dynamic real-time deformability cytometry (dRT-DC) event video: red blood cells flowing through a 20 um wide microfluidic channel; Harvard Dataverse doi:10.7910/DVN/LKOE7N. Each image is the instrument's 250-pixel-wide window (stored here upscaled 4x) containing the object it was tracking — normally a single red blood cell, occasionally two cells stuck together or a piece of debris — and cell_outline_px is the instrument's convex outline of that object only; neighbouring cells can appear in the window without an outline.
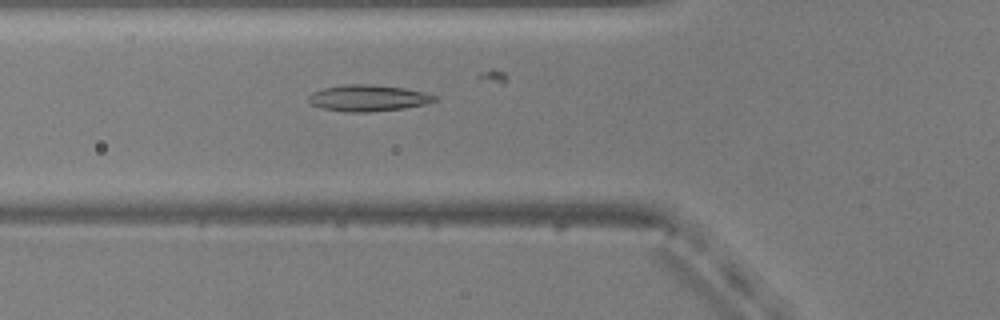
{"species": "common noctule bat (a hibernating species)", "species_latin": "Nyctalus noctula", "temperature_condition": "warm", "stored_images_in_passage": 38, "camera_frame_rate_fps": 3000, "um_per_image_px": 0.085, "animal": {"sex": "male", "body_mass_g": 20.5, "forearm_length_mm": 52.5}, "frame": {"image": 1, "passage_image": 16, "time_ms": 5.0, "image_size_px": [1000, 320], "cell_outline_px": [[440, 100], [424, 104], [404, 108], [368, 112], [348, 112], [320, 108], [312, 104], [308, 100], [308, 96], [312, 92], [324, 88], [344, 84], [372, 84], [404, 88], [440, 96]], "centroid_in_image_um": [31.31, 8.33], "position_along_channel_um": 94.5, "area_um2": 19.48}}
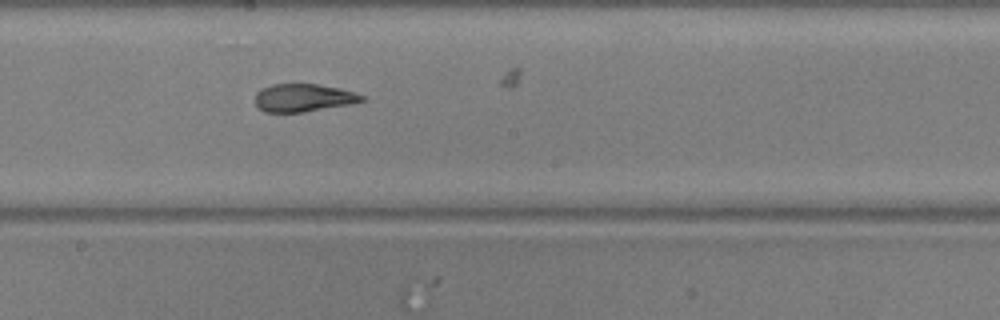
{"frame": {"image": 2, "passage_image": 26, "time_ms": 8.333, "image_size_px": [1000, 320], "cell_outline_px": [[364, 100], [352, 104], [304, 112], [264, 112], [256, 104], [256, 92], [272, 84], [316, 84], [340, 88], [364, 96]], "centroid_in_image_um": [25.79, 8.31], "position_along_channel_um": 222.4, "area_um2": 17.17}}
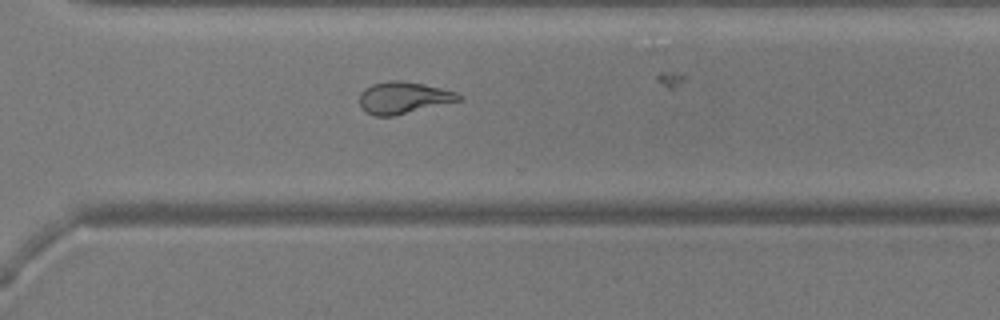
{"frame": {"image": 3, "passage_image": 35, "time_ms": 11.333, "image_size_px": [1000, 320], "cell_outline_px": [[464, 100], [392, 116], [376, 116], [364, 112], [360, 104], [360, 92], [364, 88], [372, 84], [388, 80], [400, 80], [424, 84], [456, 92], [464, 96]], "centroid_in_image_um": [34.31, 8.3], "position_along_channel_um": 336.3, "area_um2": 18.61}}